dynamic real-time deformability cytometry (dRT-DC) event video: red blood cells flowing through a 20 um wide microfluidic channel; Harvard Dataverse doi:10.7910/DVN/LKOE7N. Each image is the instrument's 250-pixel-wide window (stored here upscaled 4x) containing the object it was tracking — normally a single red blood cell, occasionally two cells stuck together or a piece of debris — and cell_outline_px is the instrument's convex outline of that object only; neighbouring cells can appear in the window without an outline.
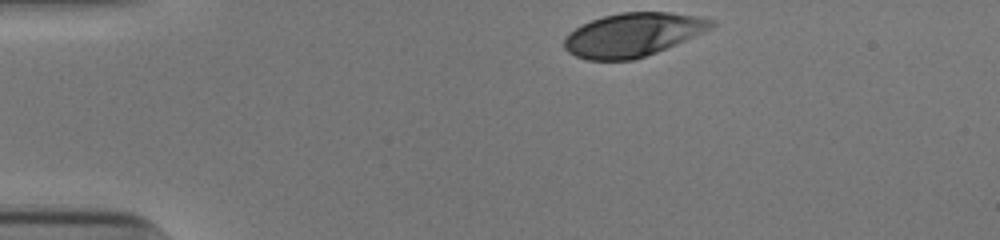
{"species": "human", "species_latin": "Homo sapiens", "temperature_condition": "cold", "stored_images_in_passage": 34, "camera_frame_rate_fps": 3000, "um_per_image_px": 0.085, "donor": {"sex": "male"}, "frame": {"image": 1, "passage_image": 1, "time_ms": 0.0, "image_size_px": [1000, 240], "cell_outline_px": [[716, 24], [712, 28], [676, 44], [656, 52], [632, 60], [588, 60], [576, 56], [568, 52], [564, 48], [564, 40], [580, 24], [604, 16], [620, 12], [668, 12], [696, 16], [716, 20]], "centroid_in_image_um": [53.8, 2.94], "position_along_channel_um": 31.2, "area_um2": 37.05}}
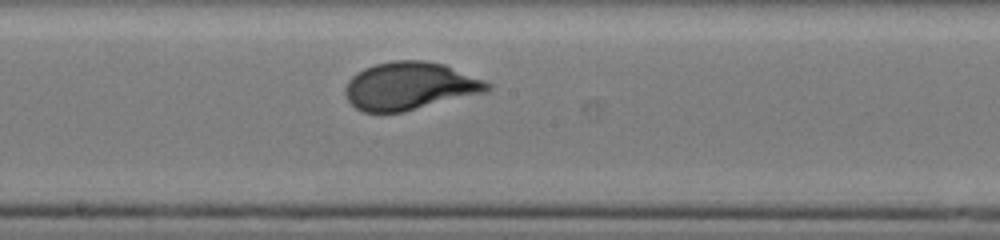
{"frame": {"image": 2, "passage_image": 20, "time_ms": 6.333, "image_size_px": [1000, 240], "cell_outline_px": [[492, 88], [488, 92], [404, 112], [364, 112], [356, 108], [348, 100], [344, 92], [344, 88], [348, 80], [356, 72], [364, 68], [376, 64], [396, 60], [424, 60], [444, 64], [484, 80], [492, 84]], "centroid_in_image_um": [34.85, 7.31], "position_along_channel_um": 213.4, "area_um2": 39.82}}
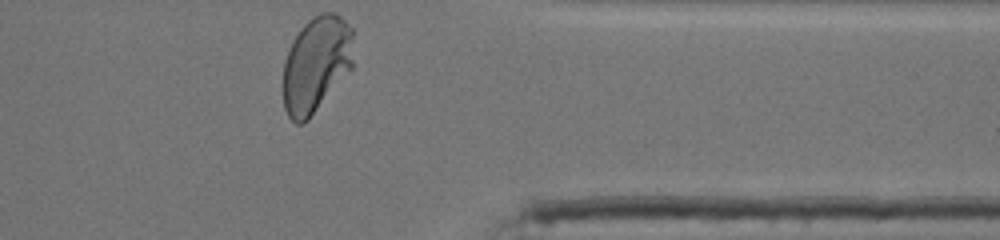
{"frame": {"image": 3, "passage_image": 34, "time_ms": 11.0, "image_size_px": [1000, 240], "cell_outline_px": [[352, 68], [308, 120], [304, 124], [296, 124], [288, 116], [284, 108], [284, 60], [292, 40], [300, 28], [312, 16], [320, 12], [332, 12], [340, 16], [352, 28]], "centroid_in_image_um": [26.86, 5.45], "position_along_channel_um": 384.5, "area_um2": 39.42}, "authors_computed_cell_mechanics": {"area_um2": 38.726, "velocity_mm_per_s": 3.8713, "shape_relaxation_time_tau1_ms": 3.0947, "shape_relaxation_time_tau2_ms": null, "deformation_change_tau1": 0.1732, "deformation_change_tau2": null}}